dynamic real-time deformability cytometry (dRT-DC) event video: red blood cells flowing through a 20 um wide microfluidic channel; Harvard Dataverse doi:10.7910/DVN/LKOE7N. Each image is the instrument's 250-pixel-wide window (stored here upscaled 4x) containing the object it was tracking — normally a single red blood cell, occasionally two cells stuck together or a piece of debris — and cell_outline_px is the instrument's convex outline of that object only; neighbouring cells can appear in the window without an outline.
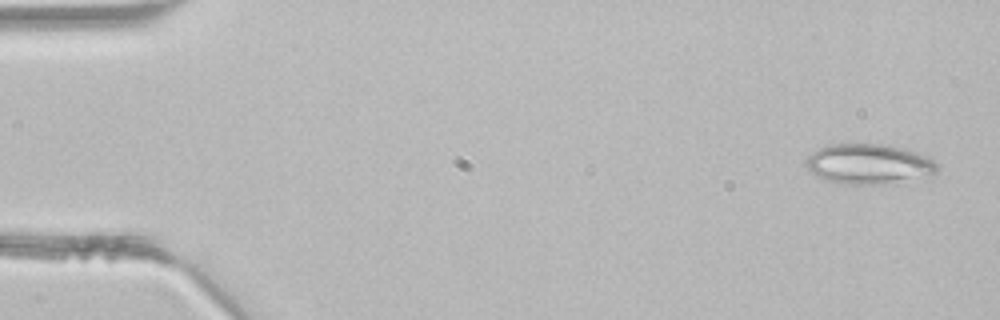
{"species": "common noctule bat (a hibernating species)", "species_latin": "Nyctalus noctula", "temperature_condition": "room temperature", "stored_images_in_passage": 5, "camera_frame_rate_fps": 3000, "um_per_image_px": 0.085, "animal": {"sex": "male", "body_mass_g": 21.5, "forearm_length_mm": 52.0}, "frame": {"image": 1, "passage_image": 1, "time_ms": 0.0, "image_size_px": [1000, 320], "cell_outline_px": [[936, 172], [876, 184], [840, 184], [828, 180], [812, 172], [804, 164], [804, 160], [812, 152], [828, 144], [884, 144], [904, 148], [916, 152], [932, 160], [936, 164]], "centroid_in_image_um": [73.72, 13.9], "position_along_channel_um": 11.3, "area_um2": 29.65}}